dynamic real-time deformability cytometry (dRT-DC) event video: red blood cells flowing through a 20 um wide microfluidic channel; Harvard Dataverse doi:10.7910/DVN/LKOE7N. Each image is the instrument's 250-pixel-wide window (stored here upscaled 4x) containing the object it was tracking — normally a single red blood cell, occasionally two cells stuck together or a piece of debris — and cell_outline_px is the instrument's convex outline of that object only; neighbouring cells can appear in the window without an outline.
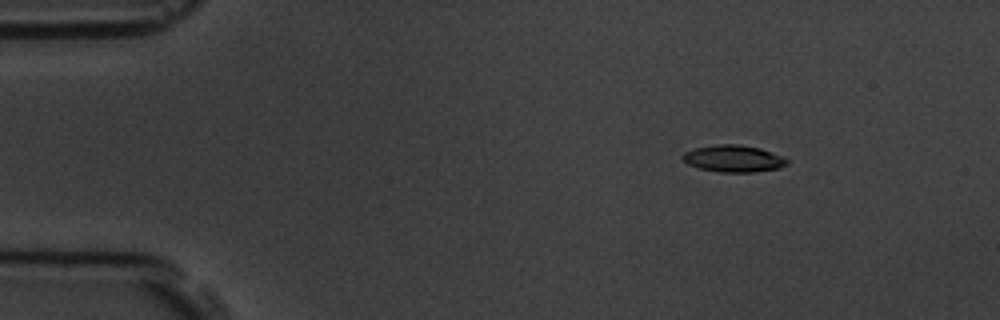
{"species": "common noctule bat (a hibernating species)", "species_latin": "Nyctalus noctula", "temperature_condition": "room temperature", "stored_images_in_passage": 4, "camera_frame_rate_fps": 3000, "um_per_image_px": 0.085, "animal": {"sex": "male", "body_mass_g": 19.5, "forearm_length_mm": 54.6}, "frame": {"image": 1, "passage_image": 2, "time_ms": 2.0, "image_size_px": [1000, 320], "cell_outline_px": [[788, 164], [776, 168], [752, 172], [720, 172], [700, 168], [688, 164], [680, 156], [684, 152], [696, 148], [712, 144], [740, 144], [760, 148], [784, 156], [788, 160]], "centroid_in_image_um": [62.34, 13.46], "position_along_channel_um": 22.7, "area_um2": 16.36}}